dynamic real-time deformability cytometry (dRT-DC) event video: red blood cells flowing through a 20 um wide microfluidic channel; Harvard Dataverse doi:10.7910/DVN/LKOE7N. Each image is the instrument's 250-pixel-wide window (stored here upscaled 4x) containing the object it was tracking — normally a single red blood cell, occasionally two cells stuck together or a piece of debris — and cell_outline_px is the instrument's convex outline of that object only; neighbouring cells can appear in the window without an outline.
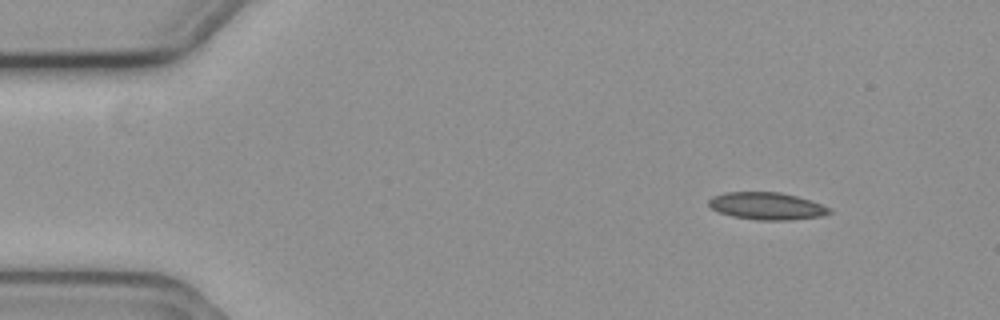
{"species": "common noctule bat (a hibernating species)", "species_latin": "Nyctalus noctula", "temperature_condition": "cold", "stored_images_in_passage": 3, "camera_frame_rate_fps": 3000, "um_per_image_px": 0.085, "animal": {"sex": "female", "body_mass_g": 19.3, "forearm_length_mm": 54.1}, "frame": {"image": 1, "passage_image": 1, "time_ms": 0.0, "image_size_px": [1000, 320], "cell_outline_px": [[832, 212], [820, 216], [788, 220], [756, 220], [732, 216], [720, 212], [712, 208], [708, 204], [708, 200], [712, 196], [724, 192], [780, 192], [796, 196], [832, 208]], "centroid_in_image_um": [65.15, 17.51], "position_along_channel_um": 19.8, "area_um2": 19.07}}
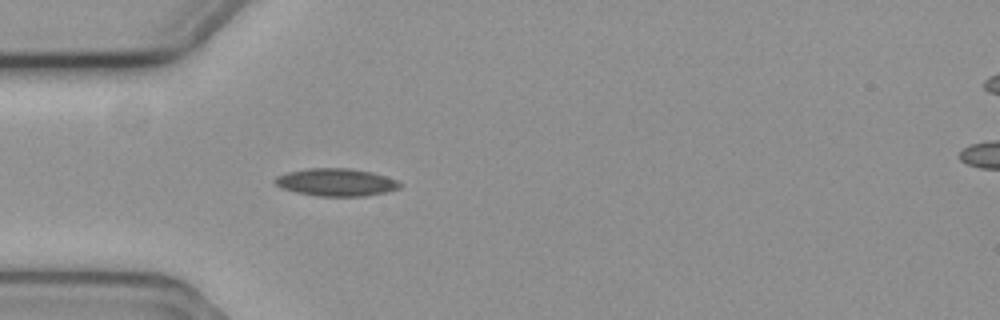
{"frame": {"image": 2, "passage_image": 3, "time_ms": 0.667, "image_size_px": [1000, 320], "cell_outline_px": [[404, 184], [400, 188], [388, 192], [364, 196], [320, 196], [296, 192], [280, 188], [272, 180], [276, 176], [288, 172], [308, 168], [348, 168], [372, 172], [396, 180]], "centroid_in_image_um": [28.57, 15.49], "position_along_channel_um": 56.4, "area_um2": 20.17}}